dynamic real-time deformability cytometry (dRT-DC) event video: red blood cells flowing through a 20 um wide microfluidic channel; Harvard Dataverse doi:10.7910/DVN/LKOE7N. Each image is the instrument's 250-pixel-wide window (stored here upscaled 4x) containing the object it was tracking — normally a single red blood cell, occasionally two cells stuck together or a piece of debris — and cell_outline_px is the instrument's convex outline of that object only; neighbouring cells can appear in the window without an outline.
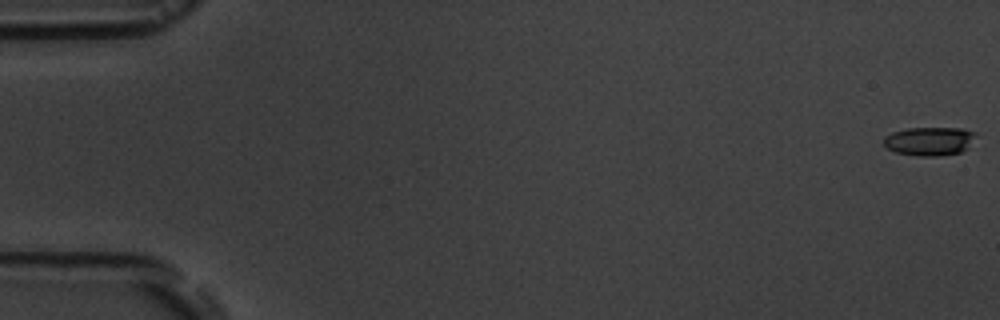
{"species": "common noctule bat (a hibernating species)", "species_latin": "Nyctalus noctula", "temperature_condition": "room temperature", "stored_images_in_passage": 5, "camera_frame_rate_fps": 3000, "um_per_image_px": 0.085, "animal": {"sex": "male", "body_mass_g": 19.5, "forearm_length_mm": 54.6}, "frame": {"image": 1, "passage_image": 1, "time_ms": 0.0, "image_size_px": [1000, 320], "cell_outline_px": [[976, 132], [968, 148], [960, 152], [940, 156], [920, 156], [896, 152], [888, 148], [884, 144], [884, 136], [892, 132], [908, 128], [964, 128]], "centroid_in_image_um": [79.01, 11.99], "position_along_channel_um": 6.0, "area_um2": 15.32}}
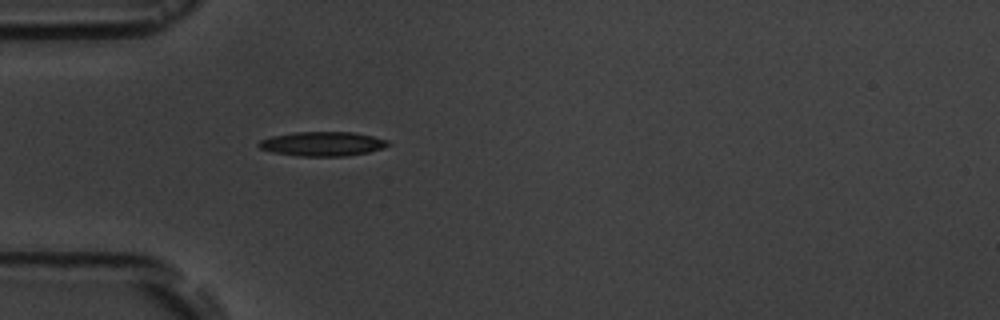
{"frame": {"image": 2, "passage_image": 5, "time_ms": 5.667, "image_size_px": [1000, 320], "cell_outline_px": [[392, 144], [368, 152], [344, 156], [300, 156], [272, 152], [260, 148], [256, 144], [260, 140], [272, 136], [296, 132], [352, 132], [372, 136], [388, 140]], "centroid_in_image_um": [27.39, 12.22], "position_along_channel_um": 57.6, "area_um2": 18.21}}